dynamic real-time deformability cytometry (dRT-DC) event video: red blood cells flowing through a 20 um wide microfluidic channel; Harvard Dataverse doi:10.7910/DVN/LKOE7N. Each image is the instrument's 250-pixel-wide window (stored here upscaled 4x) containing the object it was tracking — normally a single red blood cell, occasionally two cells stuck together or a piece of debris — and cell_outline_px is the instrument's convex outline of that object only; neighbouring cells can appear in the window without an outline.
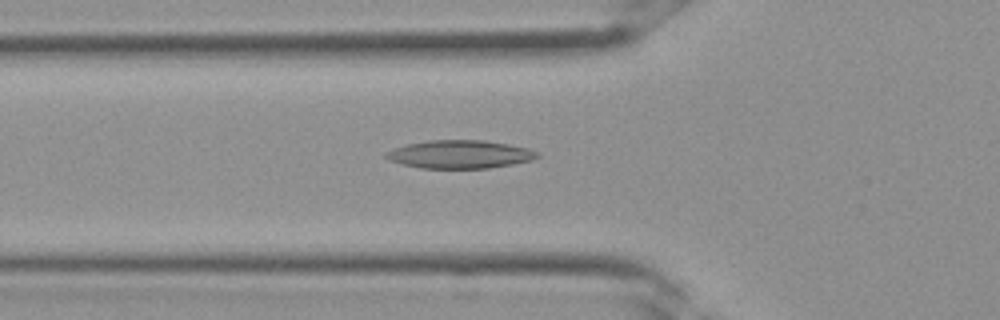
{"species": "Egyptian fruit bat (a non-hibernating species)", "species_latin": "Rousettus aegyptiacus", "temperature_condition": "room temperature", "stored_images_in_passage": 33, "camera_frame_rate_fps": 3000, "um_per_image_px": 0.085, "frame": {"image": 1, "passage_image": 11, "time_ms": 3.333, "image_size_px": [1000, 320], "cell_outline_px": [[540, 156], [532, 160], [512, 164], [488, 168], [420, 168], [400, 164], [388, 160], [384, 156], [384, 152], [392, 148], [408, 144], [428, 140], [484, 140], [508, 144], [528, 148], [540, 152]], "centroid_in_image_um": [39.06, 13.11], "position_along_channel_um": 86.7, "area_um2": 25.03}}
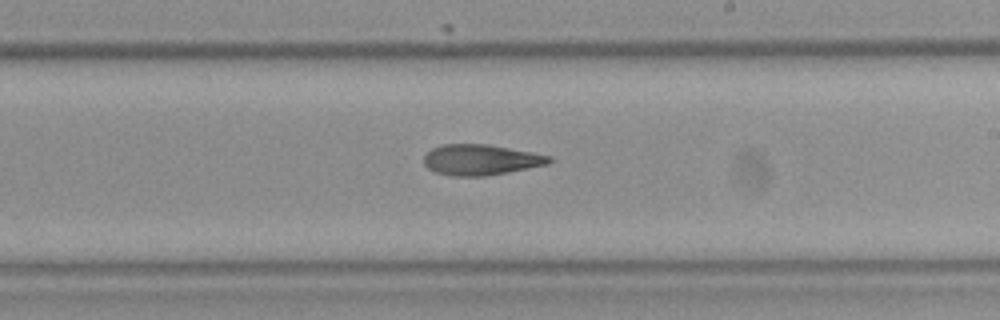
{"frame": {"image": 2, "passage_image": 19, "time_ms": 6.0, "image_size_px": [1000, 320], "cell_outline_px": [[556, 160], [548, 164], [508, 172], [484, 176], [452, 176], [436, 172], [428, 168], [424, 164], [424, 156], [432, 148], [444, 144], [488, 144], [532, 152], [552, 156]], "centroid_in_image_um": [40.9, 13.58], "position_along_channel_um": 248.1, "area_um2": 22.43}}
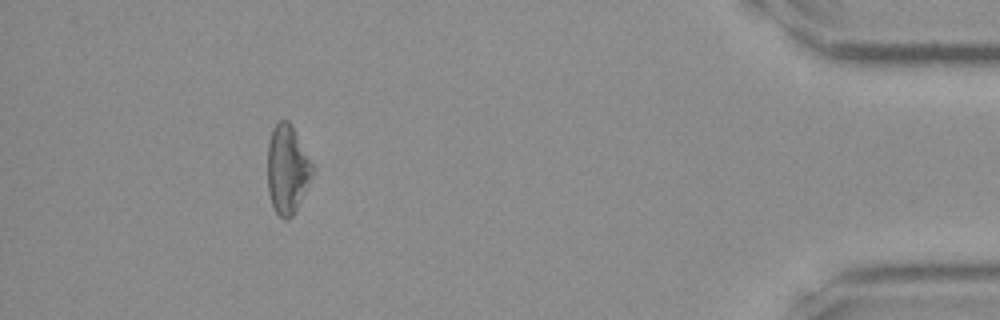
{"frame": {"image": 3, "passage_image": 30, "time_ms": 9.667, "image_size_px": [1000, 320], "cell_outline_px": [[316, 172], [296, 212], [288, 220], [284, 220], [272, 208], [268, 192], [268, 144], [272, 128], [280, 120], [288, 120], [292, 124], [316, 164]], "centroid_in_image_um": [24.49, 14.4], "position_along_channel_um": 410.7, "area_um2": 24.39}}